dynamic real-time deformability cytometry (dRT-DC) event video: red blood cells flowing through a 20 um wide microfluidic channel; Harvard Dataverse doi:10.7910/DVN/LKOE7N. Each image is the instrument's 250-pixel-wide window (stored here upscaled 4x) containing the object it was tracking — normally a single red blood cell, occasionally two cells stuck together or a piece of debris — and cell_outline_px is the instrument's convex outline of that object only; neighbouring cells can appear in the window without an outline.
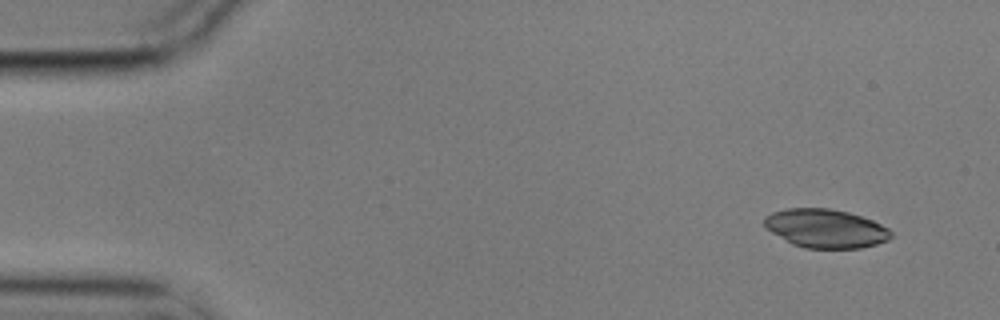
{"species": "common noctule bat (a hibernating species)", "species_latin": "Nyctalus noctula", "temperature_condition": "cold", "stored_images_in_passage": 14, "camera_frame_rate_fps": 3000, "um_per_image_px": 0.085, "animal": {"sex": "male", "body_mass_g": 17.9}, "frame": {"image": 1, "passage_image": 1, "time_ms": 0.0, "image_size_px": [1000, 320], "cell_outline_px": [[892, 236], [888, 240], [876, 244], [860, 248], [804, 248], [792, 244], [772, 232], [764, 224], [764, 216], [772, 212], [788, 208], [828, 208], [848, 212], [872, 220], [888, 228], [892, 232]], "centroid_in_image_um": [70.18, 19.42], "position_along_channel_um": 14.8, "area_um2": 28.44}}
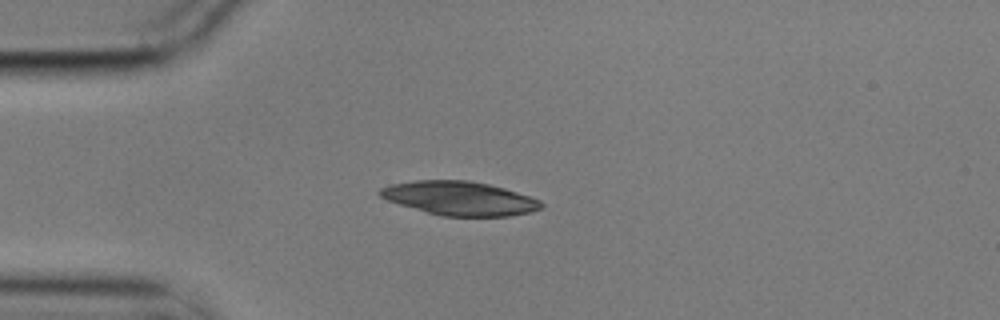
{"frame": {"image": 2, "passage_image": 3, "time_ms": 0.667, "image_size_px": [1000, 320], "cell_outline_px": [[544, 208], [532, 212], [508, 216], [444, 216], [428, 212], [400, 204], [388, 200], [380, 196], [376, 192], [380, 188], [392, 184], [416, 180], [468, 180], [488, 184], [504, 188], [540, 200], [544, 204]], "centroid_in_image_um": [39.09, 16.85], "position_along_channel_um": 45.9, "area_um2": 31.67}}